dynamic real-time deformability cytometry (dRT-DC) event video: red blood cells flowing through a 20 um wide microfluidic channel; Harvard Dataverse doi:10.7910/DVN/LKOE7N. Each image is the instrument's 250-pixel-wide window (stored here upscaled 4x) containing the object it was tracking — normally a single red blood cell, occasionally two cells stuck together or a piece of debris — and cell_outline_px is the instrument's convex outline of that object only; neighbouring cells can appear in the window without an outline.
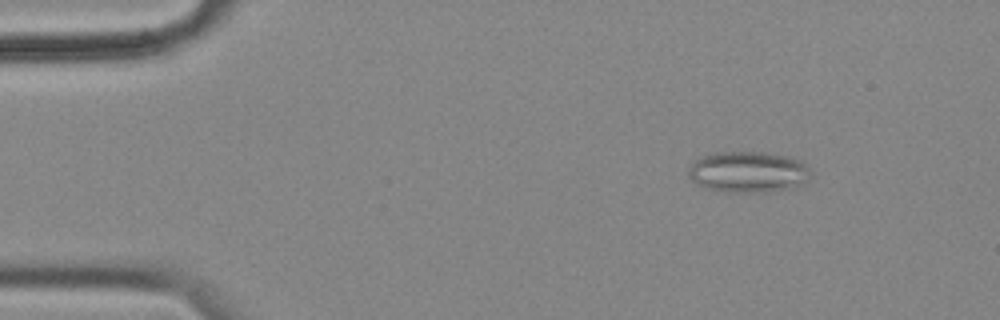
{"species": "common noctule bat (a hibernating species)", "species_latin": "Nyctalus noctula", "temperature_condition": "cold", "stored_images_in_passage": 56, "camera_frame_rate_fps": 3000, "um_per_image_px": 0.085, "animal": {"sex": "female", "body_mass_g": 18.4}, "frame": {"image": 1, "passage_image": 7, "time_ms": 2.0, "image_size_px": [1000, 320], "cell_outline_px": [[812, 176], [804, 184], [796, 188], [764, 192], [732, 192], [708, 188], [692, 180], [688, 176], [688, 168], [700, 156], [716, 152], [768, 152], [792, 156], [800, 160], [812, 172]], "centroid_in_image_um": [63.67, 14.6], "position_along_channel_um": 21.3, "area_um2": 29.65}}
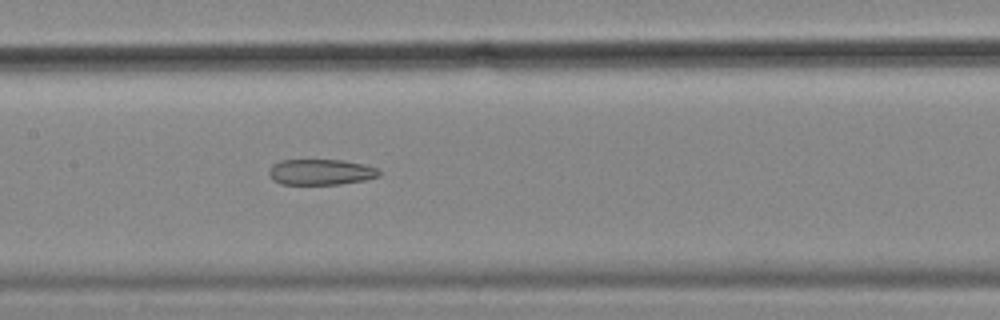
{"frame": {"image": 2, "passage_image": 27, "time_ms": 8.667, "image_size_px": [1000, 320], "cell_outline_px": [[380, 176], [364, 180], [340, 184], [280, 184], [272, 180], [268, 172], [272, 164], [280, 160], [344, 160], [364, 164], [376, 168], [380, 172]], "centroid_in_image_um": [27.24, 14.62], "position_along_channel_um": 180.2, "area_um2": 16.59}}
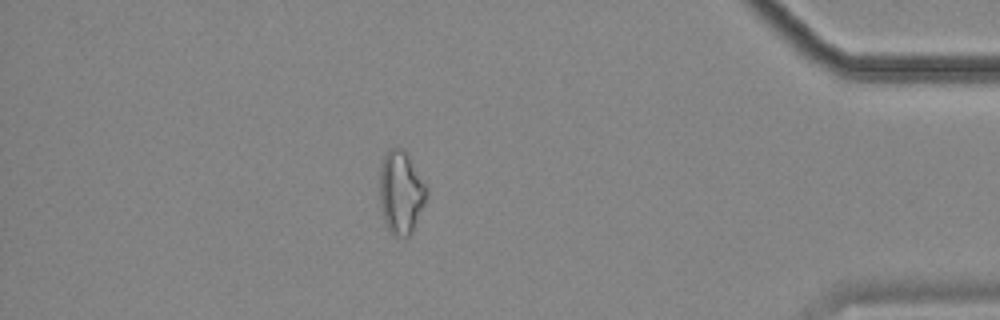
{"frame": {"image": 3, "passage_image": 49, "time_ms": 16.0, "image_size_px": [1000, 320], "cell_outline_px": [[428, 196], [412, 232], [408, 236], [396, 236], [388, 228], [384, 220], [380, 204], [380, 168], [384, 156], [388, 148], [404, 148], [428, 188]], "centroid_in_image_um": [34.09, 16.32], "position_along_channel_um": 401.1, "area_um2": 22.66}, "authors_computed_cell_mechanics": {"area_um2": 22.6865, "velocity_mm_per_s": 3.5584, "shape_relaxation_time_tau1_ms": null, "shape_relaxation_time_tau2_ms": 5.281, "deformation_change_tau1": null, "deformation_change_tau2": 0.1574}}